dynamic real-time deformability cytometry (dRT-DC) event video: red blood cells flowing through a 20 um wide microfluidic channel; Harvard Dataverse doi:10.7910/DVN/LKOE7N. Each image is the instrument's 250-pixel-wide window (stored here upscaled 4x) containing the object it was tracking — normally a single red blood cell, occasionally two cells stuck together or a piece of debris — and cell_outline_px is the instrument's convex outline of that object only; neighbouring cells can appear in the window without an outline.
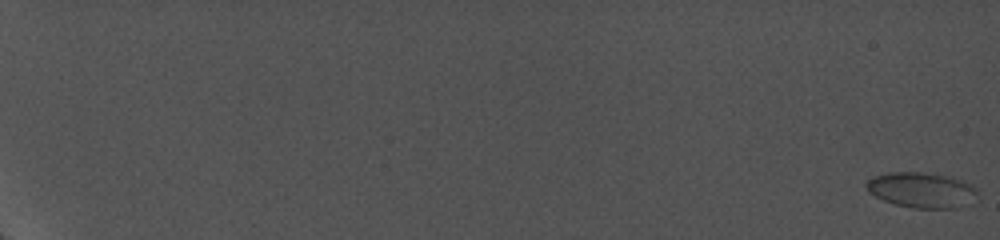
{"species": "common noctule bat (a hibernating species)", "species_latin": "Nyctalus noctula", "temperature_condition": "cold", "stored_images_in_passage": 46, "camera_frame_rate_fps": 5000, "um_per_image_px": 0.085, "animal": {"sex": "female", "body_mass_g": 19.0, "forearm_length_mm": 56.7}, "frame": {"image": 1, "passage_image": 1, "time_ms": 0.0, "image_size_px": [1000, 240], "cell_outline_px": [[976, 204], [956, 208], [912, 208], [896, 204], [884, 200], [868, 192], [864, 184], [872, 176], [888, 172], [920, 172], [944, 176], [964, 180], [972, 184], [976, 188]], "centroid_in_image_um": [78.38, 16.16], "position_along_channel_um": 6.6, "area_um2": 23.24}}
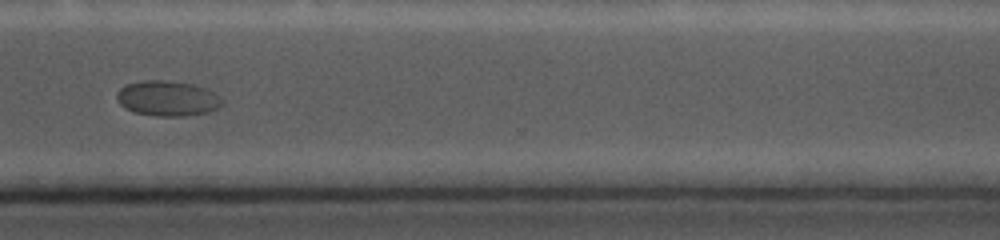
{"frame": {"image": 2, "passage_image": 41, "time_ms": 17.6, "image_size_px": [1000, 240], "cell_outline_px": [[224, 104], [220, 108], [208, 112], [184, 116], [152, 116], [136, 112], [124, 108], [116, 100], [116, 92], [120, 88], [128, 84], [144, 80], [164, 80], [192, 84], [204, 88], [212, 92], [224, 100]], "centroid_in_image_um": [14.23, 8.37], "position_along_channel_um": 356.4, "area_um2": 21.73}}
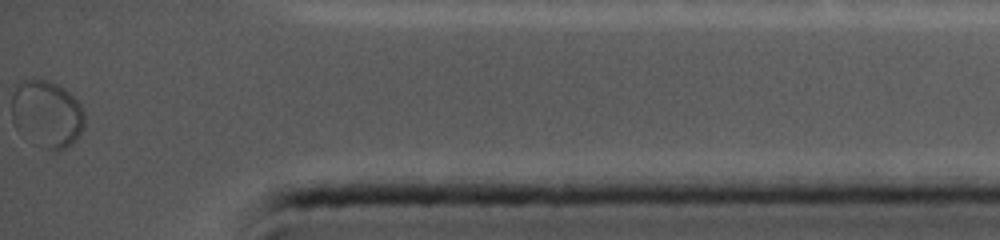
{"frame": {"image": 3, "passage_image": 46, "time_ms": 20.0, "image_size_px": [1000, 240], "cell_outline_px": [[84, 128], [76, 140], [72, 144], [56, 152], [44, 148], [20, 136], [12, 120], [12, 96], [16, 84], [32, 76], [48, 80], [64, 88], [80, 104], [84, 112]], "centroid_in_image_um": [3.95, 9.69], "position_along_channel_um": 431.2, "area_um2": 29.19}}